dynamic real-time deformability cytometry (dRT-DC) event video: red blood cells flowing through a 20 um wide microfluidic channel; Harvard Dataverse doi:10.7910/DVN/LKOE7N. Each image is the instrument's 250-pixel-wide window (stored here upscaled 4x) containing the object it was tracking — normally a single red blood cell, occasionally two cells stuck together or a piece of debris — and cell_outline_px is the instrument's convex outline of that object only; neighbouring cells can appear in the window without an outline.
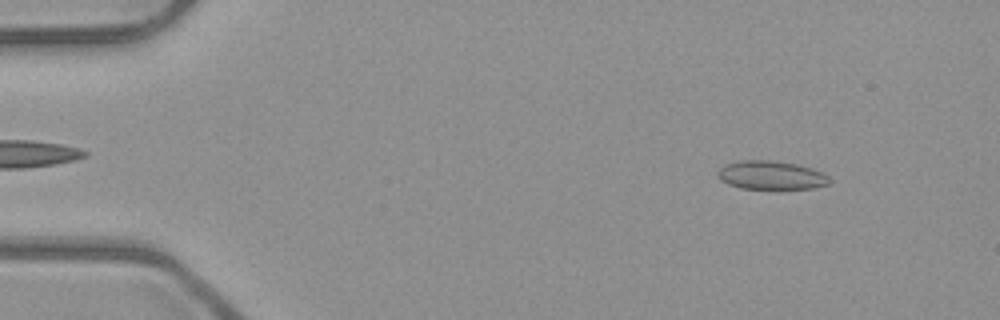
{"species": "common noctule bat (a hibernating species)", "species_latin": "Nyctalus noctula", "temperature_condition": "room temperature", "stored_images_in_passage": 43, "camera_frame_rate_fps": 3000, "um_per_image_px": 0.085, "animal": {"sex": "male", "body_mass_g": 23.1, "forearm_length_mm": 52.7}, "frame": {"image": 1, "passage_image": 6, "time_ms": 1.667, "image_size_px": [1000, 320], "cell_outline_px": [[832, 180], [828, 184], [816, 188], [740, 188], [728, 184], [720, 180], [716, 176], [716, 172], [724, 164], [740, 160], [768, 160], [800, 164], [812, 168], [828, 176]], "centroid_in_image_um": [65.52, 14.88], "position_along_channel_um": 19.5, "area_um2": 18.73}}
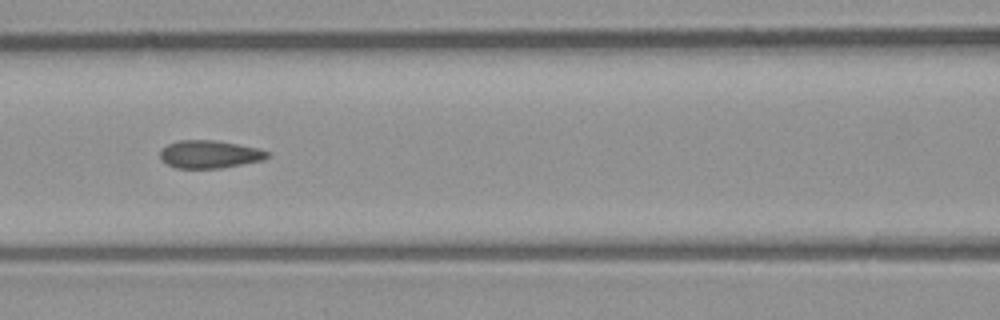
{"frame": {"image": 2, "passage_image": 23, "time_ms": 7.333, "image_size_px": [1000, 320], "cell_outline_px": [[268, 156], [264, 160], [220, 168], [176, 168], [160, 160], [160, 148], [168, 144], [180, 140], [216, 140], [256, 148], [268, 152]], "centroid_in_image_um": [17.76, 13.11], "position_along_channel_um": 148.8, "area_um2": 17.28}}
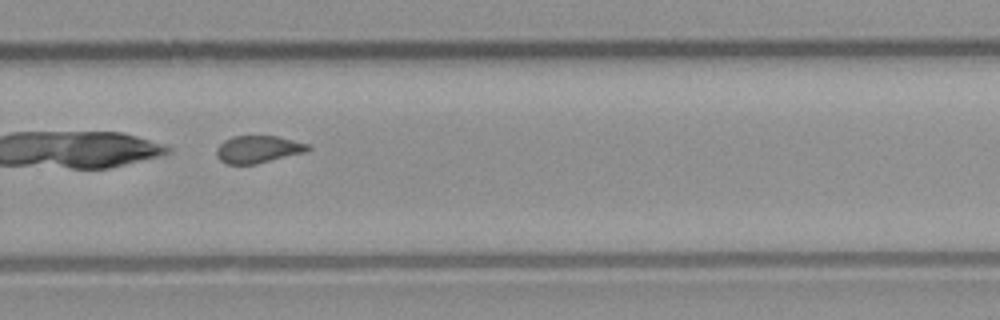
{"frame": {"image": 3, "passage_image": 34, "time_ms": 11.0, "image_size_px": [1000, 320], "cell_outline_px": [[312, 148], [304, 152], [256, 164], [228, 164], [220, 160], [216, 156], [216, 148], [224, 140], [232, 136], [276, 136], [308, 144]], "centroid_in_image_um": [21.9, 12.69], "position_along_channel_um": 307.9, "area_um2": 14.45}, "authors_computed_cell_mechanics": {"area_um2": 17.7446, "velocity_mm_per_s": 3.9926, "shape_relaxation_time_tau1_ms": null, "shape_relaxation_time_tau2_ms": 0.8243, "deformation_change_tau1": null, "deformation_change_tau2": 0.0627}}